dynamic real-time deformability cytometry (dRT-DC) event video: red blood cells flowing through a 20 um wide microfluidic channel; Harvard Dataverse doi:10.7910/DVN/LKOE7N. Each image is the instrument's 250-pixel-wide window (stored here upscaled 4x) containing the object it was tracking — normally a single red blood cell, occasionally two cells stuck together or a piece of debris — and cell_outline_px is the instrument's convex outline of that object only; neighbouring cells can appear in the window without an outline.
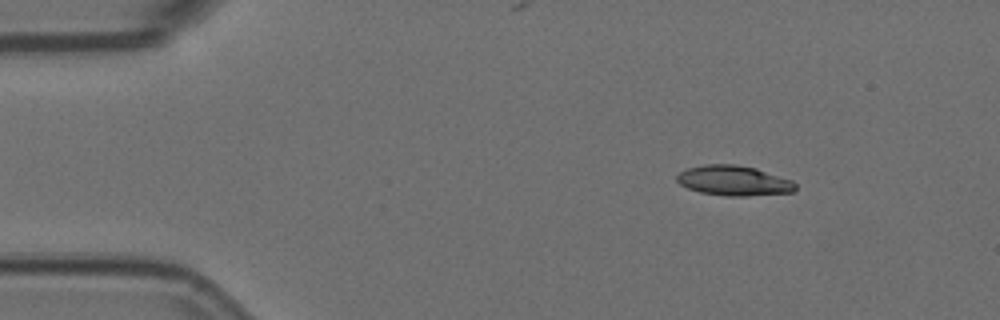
{"species": "Egyptian fruit bat (a non-hibernating species)", "species_latin": "Rousettus aegyptiacus", "temperature_condition": "room temperature", "stored_images_in_passage": 4, "camera_frame_rate_fps": 3000, "um_per_image_px": 0.085, "animal": {"sex": "female"}, "frame": {"image": 1, "passage_image": 2, "time_ms": 0.333, "image_size_px": [1000, 320], "cell_outline_px": [[796, 192], [744, 196], [728, 196], [700, 192], [688, 188], [680, 184], [676, 180], [676, 176], [680, 172], [688, 168], [704, 164], [736, 164], [756, 168], [792, 180], [796, 184]], "centroid_in_image_um": [62.39, 15.35], "position_along_channel_um": 22.6, "area_um2": 20.81}}